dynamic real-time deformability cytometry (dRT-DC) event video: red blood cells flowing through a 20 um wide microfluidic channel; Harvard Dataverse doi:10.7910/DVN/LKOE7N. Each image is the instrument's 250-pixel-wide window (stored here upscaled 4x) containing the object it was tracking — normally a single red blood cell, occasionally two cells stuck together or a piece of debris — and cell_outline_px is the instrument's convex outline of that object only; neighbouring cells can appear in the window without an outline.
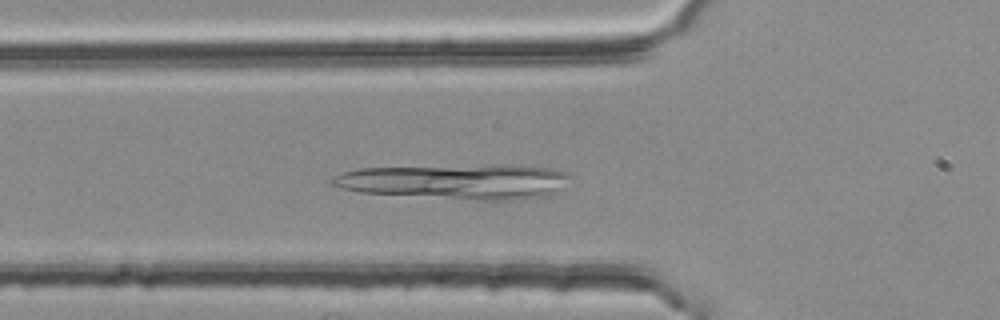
{"species": "common noctule bat (a hibernating species)", "species_latin": "Nyctalus noctula", "temperature_condition": "room temperature", "stored_images_in_passage": 37, "camera_frame_rate_fps": 3000, "um_per_image_px": 0.085, "animal": {"sex": "female", "body_mass_g": 25.1}, "frame": {"image": 1, "passage_image": 7, "time_ms": 2.0, "image_size_px": [1000, 320], "cell_outline_px": [[568, 176], [564, 188], [548, 196], [524, 200], [480, 200], [360, 192], [328, 184], [328, 180], [332, 176], [356, 168], [488, 164], [512, 164], [548, 168], [568, 172]], "centroid_in_image_um": [38.79, 15.41], "position_along_channel_um": 87.0, "area_um2": 49.3}}
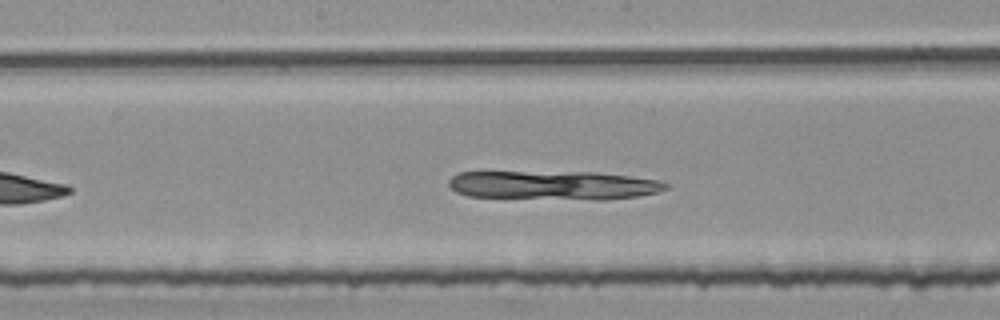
{"frame": {"image": 2, "passage_image": 16, "time_ms": 5.0, "image_size_px": [1000, 320], "cell_outline_px": [[668, 188], [656, 192], [640, 196], [604, 200], [592, 200], [468, 196], [456, 192], [448, 188], [448, 180], [452, 176], [460, 172], [596, 172], [660, 180], [668, 184]], "centroid_in_image_um": [47.04, 15.75], "position_along_channel_um": 201.2, "area_um2": 36.82}}
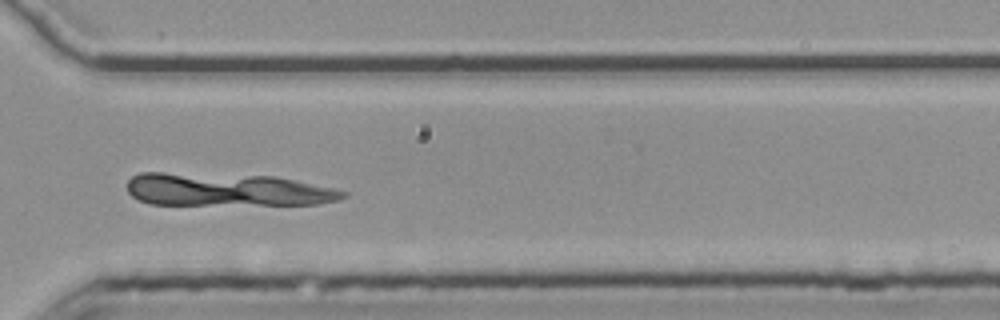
{"frame": {"image": 3, "passage_image": 28, "time_ms": 9.0, "image_size_px": [1000, 320], "cell_outline_px": [[348, 196], [340, 200], [320, 204], [148, 204], [136, 200], [128, 192], [128, 180], [132, 176], [140, 172], [164, 172], [276, 176], [332, 188], [348, 192]], "centroid_in_image_um": [19.27, 16.12], "position_along_channel_um": 351.3, "area_um2": 41.56}}